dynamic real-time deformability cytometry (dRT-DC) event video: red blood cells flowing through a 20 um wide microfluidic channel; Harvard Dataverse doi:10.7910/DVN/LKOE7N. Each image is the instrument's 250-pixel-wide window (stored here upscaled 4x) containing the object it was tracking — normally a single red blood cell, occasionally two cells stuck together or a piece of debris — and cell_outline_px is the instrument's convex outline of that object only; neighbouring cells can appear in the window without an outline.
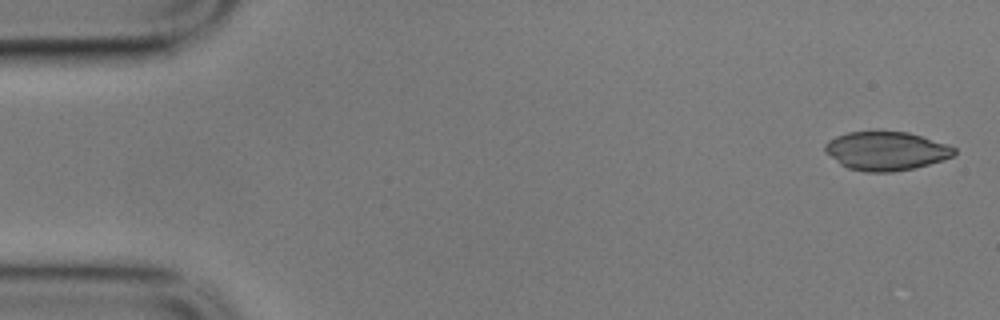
{"species": "common noctule bat (a hibernating species)", "species_latin": "Nyctalus noctula", "temperature_condition": "cold", "stored_images_in_passage": 4, "camera_frame_rate_fps": 3000, "um_per_image_px": 0.085, "animal": {"sex": "male", "body_mass_g": 17.9}, "frame": {"image": 1, "passage_image": 1, "time_ms": 0.0, "image_size_px": [1000, 320], "cell_outline_px": [[956, 152], [952, 156], [928, 164], [912, 168], [892, 172], [864, 172], [848, 168], [840, 164], [824, 148], [824, 144], [828, 140], [836, 136], [848, 132], [908, 132], [948, 144], [956, 148]], "centroid_in_image_um": [75.32, 12.83], "position_along_channel_um": 9.7, "area_um2": 28.78}}